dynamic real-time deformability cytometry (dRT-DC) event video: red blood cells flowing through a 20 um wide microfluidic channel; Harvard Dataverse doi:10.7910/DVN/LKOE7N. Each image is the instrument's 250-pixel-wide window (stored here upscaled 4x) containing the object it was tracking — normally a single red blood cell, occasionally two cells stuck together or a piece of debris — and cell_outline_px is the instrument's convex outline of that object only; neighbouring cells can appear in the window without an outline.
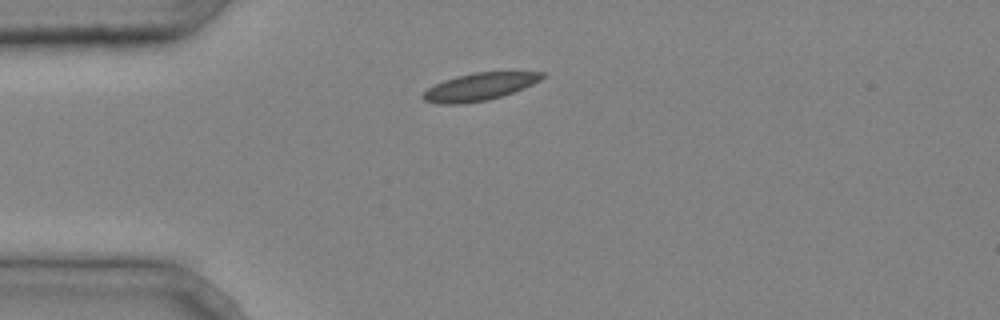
{"species": "common noctule bat (a hibernating species)", "species_latin": "Nyctalus noctula", "temperature_condition": "cold", "stored_images_in_passage": 1, "camera_frame_rate_fps": 3000, "um_per_image_px": 0.085, "animal": {"sex": "male", "body_mass_g": 20.4}, "frame": {"image": 1, "passage_image": 1, "time_ms": 0.0, "image_size_px": [1000, 320], "cell_outline_px": [[544, 76], [540, 80], [524, 88], [488, 100], [460, 104], [436, 104], [424, 100], [420, 96], [428, 88], [444, 80], [456, 76], [476, 72], [544, 72]], "centroid_in_image_um": [40.71, 7.38], "position_along_channel_um": 44.3, "area_um2": 18.9}}